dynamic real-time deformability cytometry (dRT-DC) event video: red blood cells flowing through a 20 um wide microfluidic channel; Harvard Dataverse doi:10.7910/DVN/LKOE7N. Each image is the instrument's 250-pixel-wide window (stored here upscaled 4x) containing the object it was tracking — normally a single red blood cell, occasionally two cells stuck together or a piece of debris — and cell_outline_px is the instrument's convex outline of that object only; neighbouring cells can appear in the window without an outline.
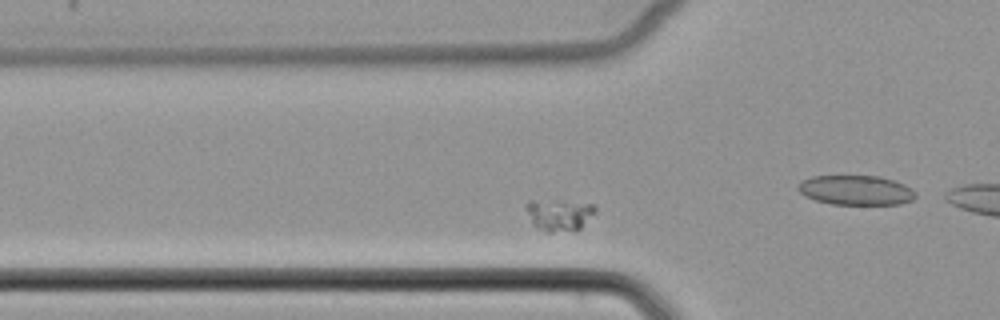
{"species": "common noctule bat (a hibernating species)", "species_latin": "Nyctalus noctula", "temperature_condition": "cold", "stored_images_in_passage": 41, "camera_frame_rate_fps": 3000, "um_per_image_px": 0.085, "animal": {"sex": "female", "body_mass_g": 22.7, "forearm_length_mm": 54.2}, "frame": {"image": 1, "passage_image": 14, "time_ms": 4.333, "image_size_px": [1000, 320], "cell_outline_px": [[596, 212], [580, 228], [552, 232], [548, 232], [536, 228], [532, 224], [524, 208], [524, 204], [528, 200], [532, 200], [596, 204]], "centroid_in_image_um": [47.47, 18.25], "position_along_channel_um": 78.3, "area_um2": 12.6}}
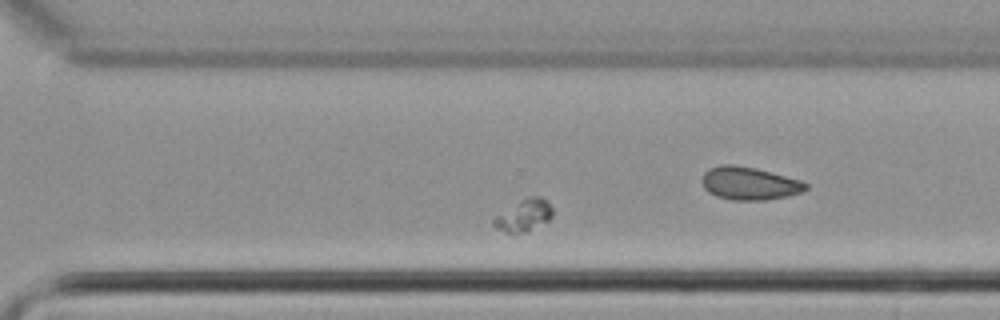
{"frame": {"image": 2, "passage_image": 34, "time_ms": 11.0, "image_size_px": [1000, 320], "cell_outline_px": [[552, 216], [548, 220], [528, 232], [508, 232], [496, 228], [492, 224], [492, 216], [528, 196], [540, 196], [548, 200], [552, 208]], "centroid_in_image_um": [44.51, 18.29], "position_along_channel_um": 326.1, "area_um2": 11.04}}
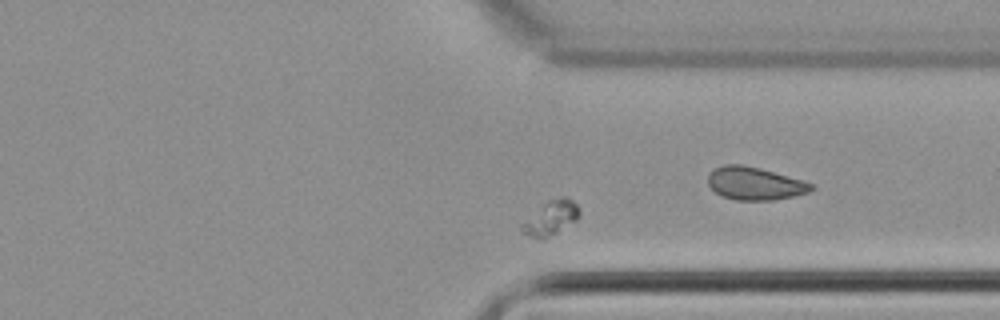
{"frame": {"image": 3, "passage_image": 37, "time_ms": 12.0, "image_size_px": [1000, 320], "cell_outline_px": [[580, 216], [576, 220], [556, 232], [544, 236], [532, 236], [520, 232], [520, 224], [548, 200], [560, 196], [568, 196], [580, 208]], "centroid_in_image_um": [46.85, 18.46], "position_along_channel_um": 364.6, "area_um2": 11.1}}